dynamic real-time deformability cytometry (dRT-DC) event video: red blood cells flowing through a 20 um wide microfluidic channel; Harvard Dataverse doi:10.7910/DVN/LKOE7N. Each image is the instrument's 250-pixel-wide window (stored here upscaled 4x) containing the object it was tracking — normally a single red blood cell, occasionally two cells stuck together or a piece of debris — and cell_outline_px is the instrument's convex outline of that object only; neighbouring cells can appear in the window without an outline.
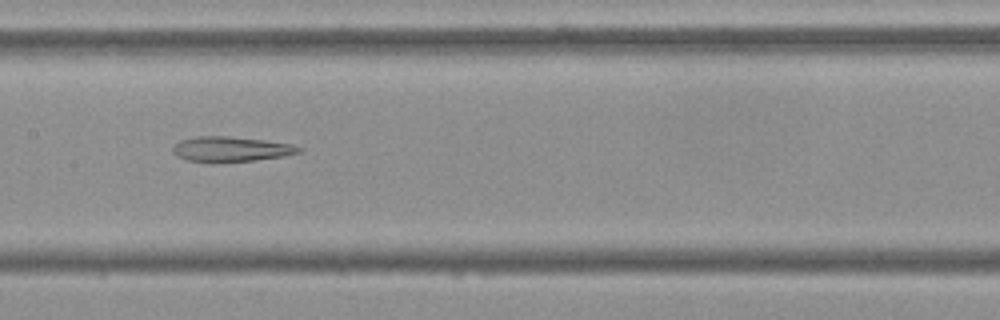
{"species": "Egyptian fruit bat (a non-hibernating species)", "species_latin": "Rousettus aegyptiacus", "temperature_condition": "cold", "stored_images_in_passage": 55, "camera_frame_rate_fps": 3000, "um_per_image_px": 0.085, "frame": {"image": 1, "passage_image": 27, "time_ms": 8.667, "image_size_px": [1000, 320], "cell_outline_px": [[304, 148], [300, 152], [280, 156], [252, 160], [212, 164], [184, 160], [176, 156], [172, 152], [172, 148], [180, 140], [196, 136], [228, 136], [264, 140], [292, 144]], "centroid_in_image_um": [19.55, 12.69], "position_along_channel_um": 187.9, "area_um2": 18.73}}
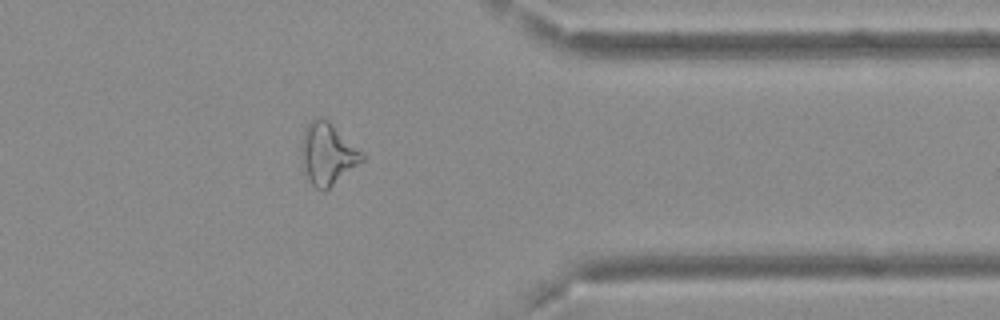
{"frame": {"image": 2, "passage_image": 44, "time_ms": 14.333, "image_size_px": [1000, 320], "cell_outline_px": [[364, 160], [324, 192], [316, 188], [312, 184], [304, 172], [300, 156], [300, 144], [304, 128], [316, 116], [320, 116], [328, 120], [364, 152]], "centroid_in_image_um": [27.82, 13.06], "position_along_channel_um": 383.6, "area_um2": 22.2}}
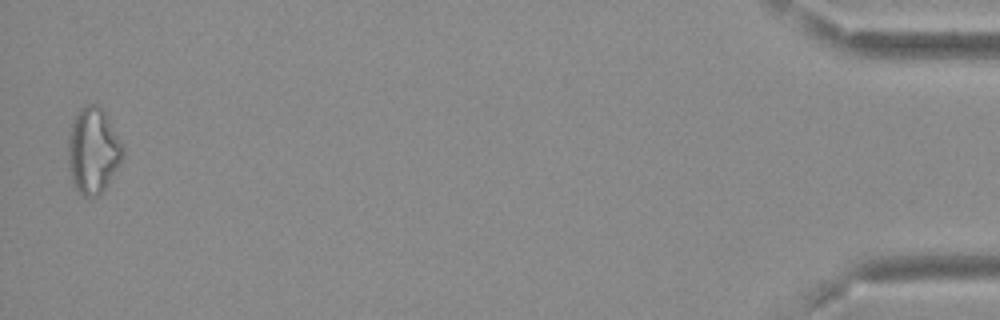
{"frame": {"image": 3, "passage_image": 54, "time_ms": 17.667, "image_size_px": [1000, 320], "cell_outline_px": [[124, 152], [120, 164], [104, 192], [96, 196], [84, 196], [72, 184], [68, 168], [68, 136], [76, 112], [80, 108], [88, 104], [96, 104], [104, 108], [124, 144]], "centroid_in_image_um": [7.93, 12.78], "position_along_channel_um": 427.3, "area_um2": 28.09}, "authors_computed_cell_mechanics": {"area_um2": 22.7154, "velocity_mm_per_s": 3.6835, "shape_relaxation_time_tau1_ms": null, "shape_relaxation_time_tau2_ms": 6.5921, "deformation_change_tau1": null, "deformation_change_tau2": 0.1935}}